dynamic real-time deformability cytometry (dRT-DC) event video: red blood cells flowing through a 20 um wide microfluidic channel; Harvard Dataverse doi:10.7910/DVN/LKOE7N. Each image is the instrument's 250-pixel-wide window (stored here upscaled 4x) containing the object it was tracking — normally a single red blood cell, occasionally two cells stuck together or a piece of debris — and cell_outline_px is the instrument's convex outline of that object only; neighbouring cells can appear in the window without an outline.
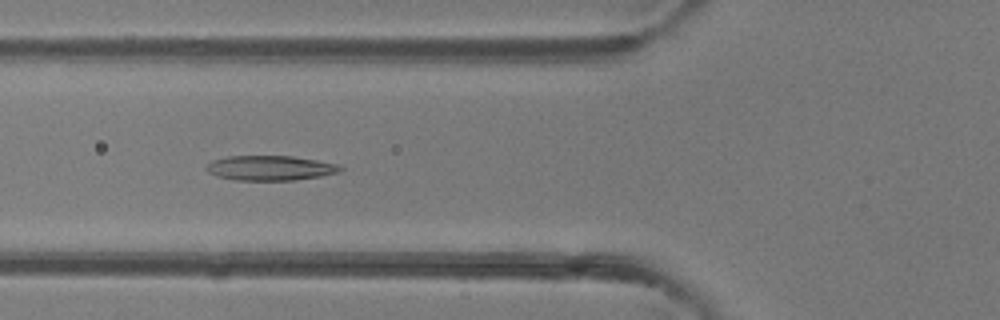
{"species": "common noctule bat (a hibernating species)", "species_latin": "Nyctalus noctula", "temperature_condition": "room temperature", "stored_images_in_passage": 37, "camera_frame_rate_fps": 3000, "um_per_image_px": 0.085, "animal": {"sex": "female"}, "frame": {"image": 1, "passage_image": 8, "time_ms": 2.333, "image_size_px": [1000, 320], "cell_outline_px": [[344, 168], [340, 172], [320, 176], [296, 180], [236, 180], [216, 176], [208, 172], [204, 168], [212, 160], [228, 156], [292, 156], [340, 164]], "centroid_in_image_um": [22.98, 14.28], "position_along_channel_um": 102.8, "area_um2": 19.48}}
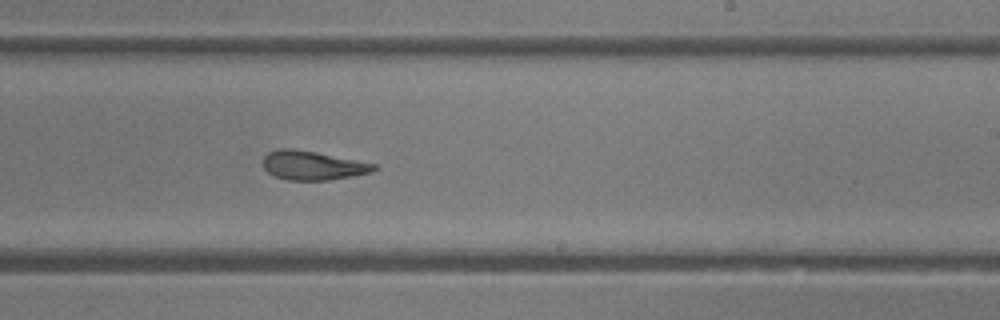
{"frame": {"image": 2, "passage_image": 19, "time_ms": 6.0, "image_size_px": [1000, 320], "cell_outline_px": [[380, 168], [372, 172], [328, 180], [288, 180], [272, 176], [264, 168], [264, 156], [268, 152], [280, 148], [292, 148], [316, 152], [376, 164]], "centroid_in_image_um": [26.57, 14.06], "position_along_channel_um": 262.4, "area_um2": 18.73}}
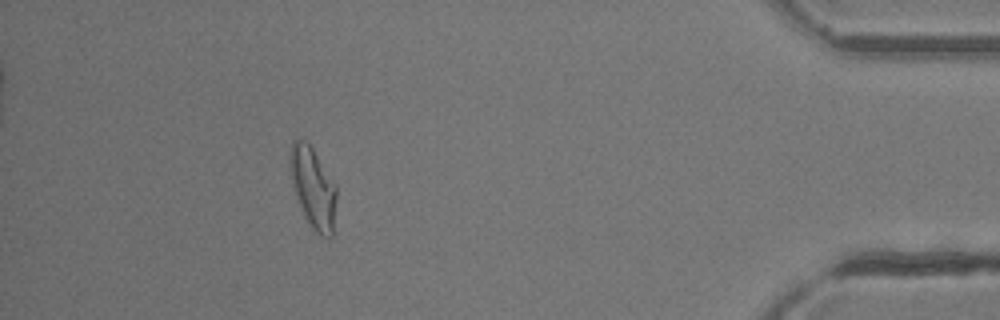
{"frame": {"image": 3, "passage_image": 33, "time_ms": 10.667, "image_size_px": [1000, 320], "cell_outline_px": [[336, 200], [332, 236], [320, 236], [312, 228], [304, 216], [292, 188], [288, 160], [288, 152], [292, 140], [304, 140], [312, 148], [336, 184]], "centroid_in_image_um": [26.57, 15.93], "position_along_channel_um": 408.6, "area_um2": 22.08}, "authors_computed_cell_mechanics": {"area_um2": 20.23, "velocity_mm_per_s": 4.3473, "shape_relaxation_time_tau1_ms": null, "shape_relaxation_time_tau2_ms": 1.9387, "deformation_change_tau1": null, "deformation_change_tau2": 0.1096}}